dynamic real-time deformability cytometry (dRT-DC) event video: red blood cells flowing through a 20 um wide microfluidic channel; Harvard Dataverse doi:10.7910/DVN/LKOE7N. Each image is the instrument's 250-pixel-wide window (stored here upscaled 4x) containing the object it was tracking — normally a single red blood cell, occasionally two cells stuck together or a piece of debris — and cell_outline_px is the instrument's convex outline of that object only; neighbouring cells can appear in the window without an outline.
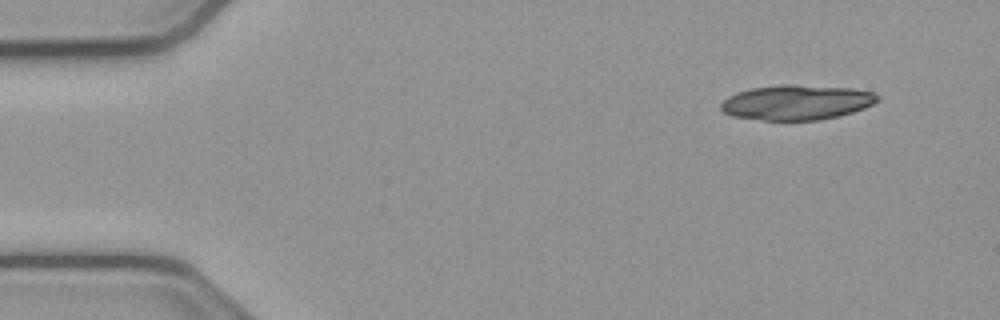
{"species": "common noctule bat (a hibernating species)", "species_latin": "Nyctalus noctula", "temperature_condition": "cold", "stored_images_in_passage": 19, "camera_frame_rate_fps": 3000, "um_per_image_px": 0.085, "animal": {"sex": "male", "body_mass_g": 23.1, "forearm_length_mm": 52.7}, "frame": {"image": 1, "passage_image": 5, "time_ms": 1.333, "image_size_px": [1000, 320], "cell_outline_px": [[880, 100], [864, 108], [840, 116], [820, 120], [764, 120], [732, 116], [724, 112], [720, 108], [720, 104], [728, 96], [736, 92], [752, 88], [852, 88], [876, 92], [880, 96]], "centroid_in_image_um": [67.75, 8.76], "position_along_channel_um": 17.3, "area_um2": 30.58}}